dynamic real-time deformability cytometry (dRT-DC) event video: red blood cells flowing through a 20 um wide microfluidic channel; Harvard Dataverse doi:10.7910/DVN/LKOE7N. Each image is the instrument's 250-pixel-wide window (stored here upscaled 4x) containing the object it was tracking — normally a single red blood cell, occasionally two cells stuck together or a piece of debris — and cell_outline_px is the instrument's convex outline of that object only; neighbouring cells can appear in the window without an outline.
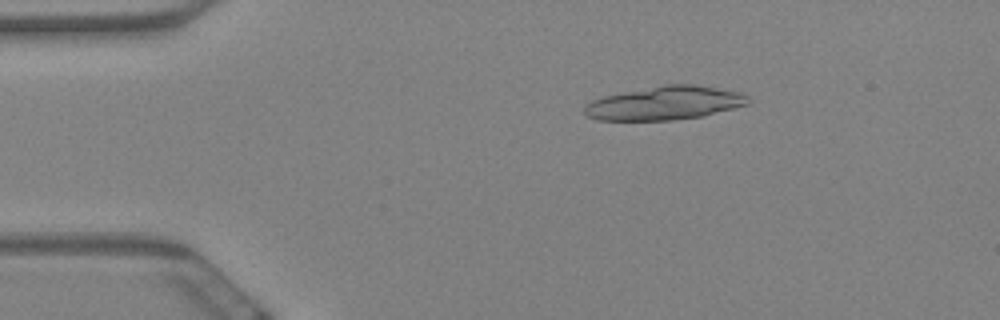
{"species": "Egyptian fruit bat (a non-hibernating species)", "species_latin": "Rousettus aegyptiacus", "temperature_condition": "warm", "stored_images_in_passage": 22, "camera_frame_rate_fps": 3000, "um_per_image_px": 0.085, "animal": {"sex": "female"}, "frame": {"image": 1, "passage_image": 10, "time_ms": 3.0, "image_size_px": [1000, 320], "cell_outline_px": [[752, 100], [748, 104], [704, 116], [672, 120], [596, 120], [588, 116], [584, 112], [584, 108], [592, 100], [604, 96], [664, 84], [692, 84], [744, 92]], "centroid_in_image_um": [56.57, 8.76], "position_along_channel_um": 28.4, "area_um2": 32.08}}